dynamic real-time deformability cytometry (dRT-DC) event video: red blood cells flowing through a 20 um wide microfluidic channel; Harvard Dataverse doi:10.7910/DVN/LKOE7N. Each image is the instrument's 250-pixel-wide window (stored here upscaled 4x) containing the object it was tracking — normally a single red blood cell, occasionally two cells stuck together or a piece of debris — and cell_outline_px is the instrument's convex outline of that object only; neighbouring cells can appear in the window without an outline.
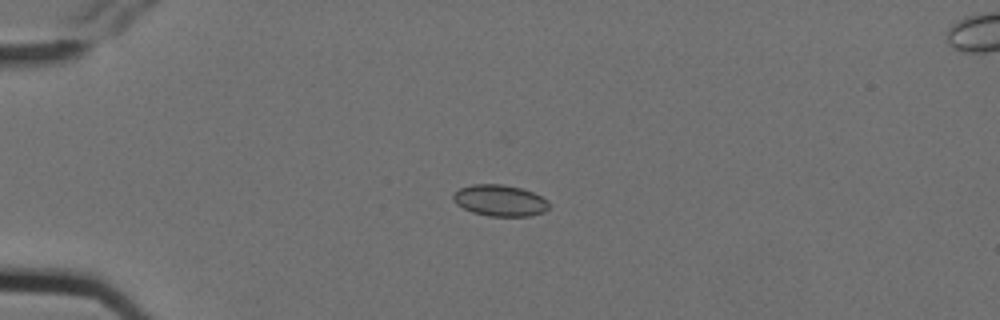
{"species": "Egyptian fruit bat (a non-hibernating species)", "species_latin": "Rousettus aegyptiacus", "temperature_condition": "cold", "stored_images_in_passage": 7, "camera_frame_rate_fps": 3000, "um_per_image_px": 0.085, "animal": {"sex": "female"}, "frame": {"image": 1, "passage_image": 5, "time_ms": 1.333, "image_size_px": [1000, 320], "cell_outline_px": [[548, 208], [544, 212], [528, 216], [488, 216], [472, 212], [456, 204], [452, 200], [452, 196], [460, 188], [472, 184], [504, 184], [520, 188], [532, 192], [548, 200]], "centroid_in_image_um": [42.47, 17.04], "position_along_channel_um": 42.5, "area_um2": 17.46}}
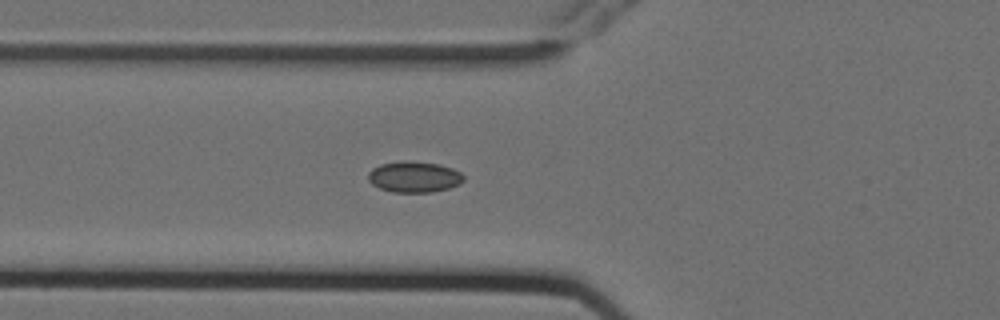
{"frame": {"image": 2, "passage_image": 7, "time_ms": 2.0, "image_size_px": [1000, 320], "cell_outline_px": [[464, 180], [460, 184], [448, 188], [432, 192], [392, 192], [380, 188], [372, 184], [368, 180], [368, 172], [372, 168], [380, 164], [404, 160], [440, 164], [452, 168], [460, 172], [464, 176]], "centroid_in_image_um": [35.19, 15.03], "position_along_channel_um": 90.6, "area_um2": 17.34}}